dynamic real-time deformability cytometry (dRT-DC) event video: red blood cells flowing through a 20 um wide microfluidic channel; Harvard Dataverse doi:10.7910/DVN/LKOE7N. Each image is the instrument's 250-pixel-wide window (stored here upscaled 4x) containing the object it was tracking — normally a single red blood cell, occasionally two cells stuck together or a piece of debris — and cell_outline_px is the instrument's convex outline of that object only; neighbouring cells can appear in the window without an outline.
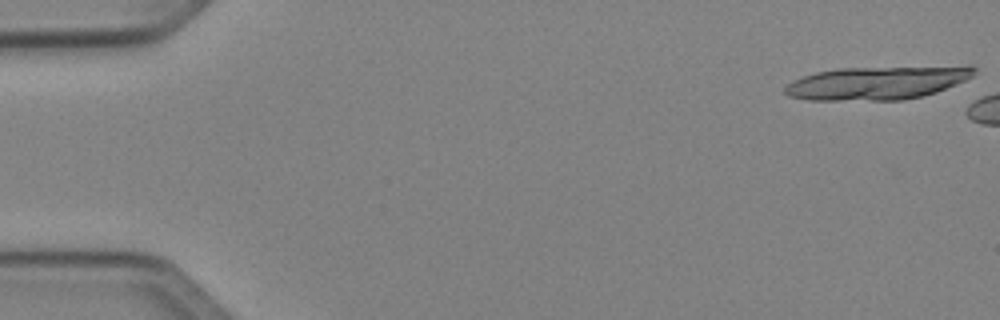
{"species": "Egyptian fruit bat (a non-hibernating species)", "species_latin": "Rousettus aegyptiacus", "temperature_condition": "cold", "stored_images_in_passage": 6, "camera_frame_rate_fps": 3000, "um_per_image_px": 0.085, "animal": {"sex": "female"}, "frame": {"image": 1, "passage_image": 1, "time_ms": 0.0, "image_size_px": [1000, 320], "cell_outline_px": [[976, 68], [972, 76], [956, 84], [936, 92], [924, 96], [904, 100], [812, 100], [788, 96], [784, 92], [784, 88], [788, 84], [804, 76], [816, 72], [836, 68]], "centroid_in_image_um": [74.42, 7.09], "position_along_channel_um": 10.6, "area_um2": 35.49}}